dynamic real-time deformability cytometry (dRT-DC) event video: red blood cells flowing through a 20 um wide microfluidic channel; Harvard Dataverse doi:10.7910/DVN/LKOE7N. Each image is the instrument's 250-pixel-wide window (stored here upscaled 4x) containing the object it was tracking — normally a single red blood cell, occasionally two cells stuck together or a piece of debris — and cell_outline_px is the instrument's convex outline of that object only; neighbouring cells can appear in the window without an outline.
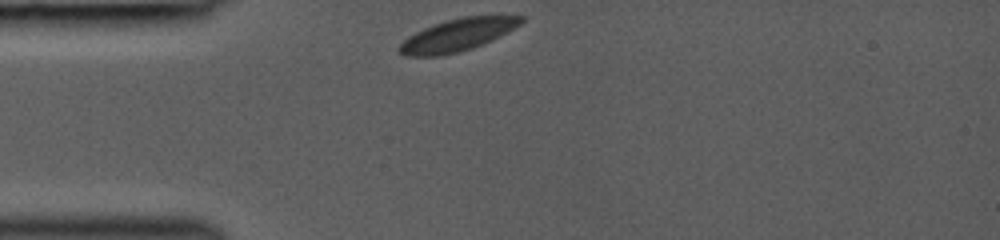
{"species": "common noctule bat (a hibernating species)", "species_latin": "Nyctalus noctula", "temperature_condition": "room temperature", "stored_images_in_passage": 6, "camera_frame_rate_fps": 3000, "um_per_image_px": 0.085, "animal": {"sex": "female", "body_mass_g": 19.0, "forearm_length_mm": 53.3}, "frame": {"image": 1, "passage_image": 1, "time_ms": 0.0, "image_size_px": [1000, 240], "cell_outline_px": [[524, 20], [520, 24], [500, 36], [492, 40], [472, 48], [440, 56], [404, 56], [396, 52], [396, 48], [408, 36], [424, 28], [448, 20], [464, 16], [524, 16]], "centroid_in_image_um": [38.83, 2.99], "position_along_channel_um": 46.2, "area_um2": 22.72}}
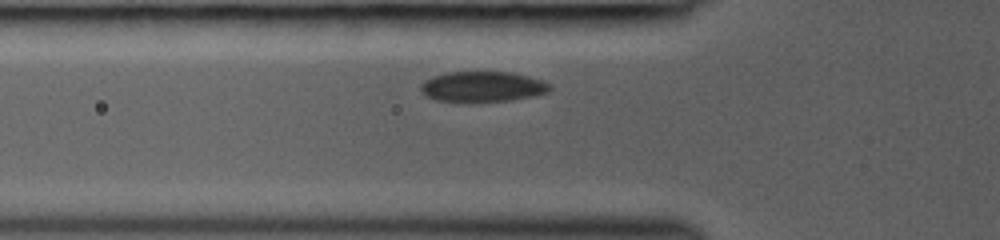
{"frame": {"image": 2, "passage_image": 5, "time_ms": 1.333, "image_size_px": [1000, 240], "cell_outline_px": [[552, 88], [548, 92], [532, 96], [508, 100], [464, 104], [436, 100], [424, 96], [420, 88], [420, 84], [424, 80], [432, 76], [448, 72], [512, 72], [544, 80], [552, 84]], "centroid_in_image_um": [40.98, 7.39], "position_along_channel_um": 84.8, "area_um2": 23.64}}